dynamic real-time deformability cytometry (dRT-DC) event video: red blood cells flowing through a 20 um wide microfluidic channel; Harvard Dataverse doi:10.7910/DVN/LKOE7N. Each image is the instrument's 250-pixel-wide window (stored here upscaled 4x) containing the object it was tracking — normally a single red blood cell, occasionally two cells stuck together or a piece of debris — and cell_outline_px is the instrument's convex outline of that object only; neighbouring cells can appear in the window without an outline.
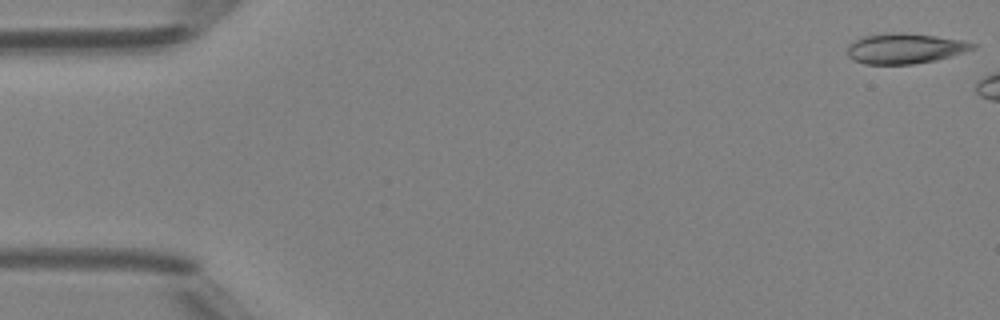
{"species": "Egyptian fruit bat (a non-hibernating species)", "species_latin": "Rousettus aegyptiacus", "temperature_condition": "room temperature", "stored_images_in_passage": 6, "camera_frame_rate_fps": 3000, "um_per_image_px": 0.085, "animal": {"sex": "female"}, "frame": {"image": 1, "passage_image": 1, "time_ms": 0.0, "image_size_px": [1000, 320], "cell_outline_px": [[976, 48], [952, 56], [936, 60], [912, 64], [864, 64], [848, 56], [848, 44], [864, 36], [892, 32], [900, 32], [936, 36], [964, 40], [976, 44]], "centroid_in_image_um": [76.95, 4.11], "position_along_channel_um": 8.1, "area_um2": 22.08}}